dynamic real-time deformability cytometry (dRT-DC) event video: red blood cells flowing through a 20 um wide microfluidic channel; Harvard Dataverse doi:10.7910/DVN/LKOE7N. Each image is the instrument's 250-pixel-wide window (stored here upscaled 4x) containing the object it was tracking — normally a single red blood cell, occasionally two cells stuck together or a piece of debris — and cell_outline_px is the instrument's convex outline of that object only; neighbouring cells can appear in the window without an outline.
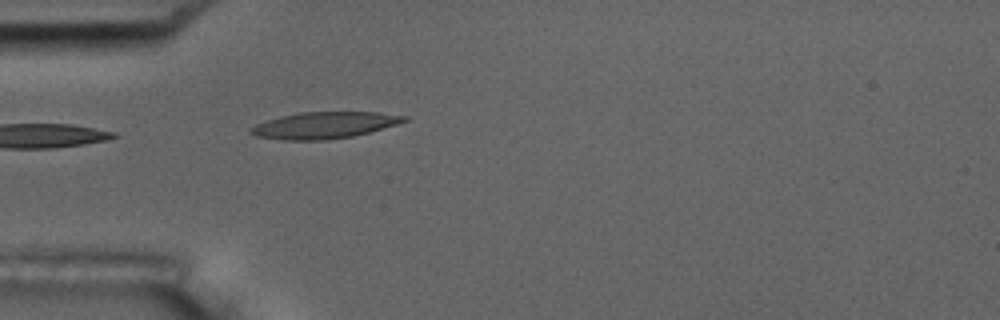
{"species": "common noctule bat (a hibernating species)", "species_latin": "Nyctalus noctula", "temperature_condition": "room temperature", "stored_images_in_passage": 2, "camera_frame_rate_fps": 3000, "um_per_image_px": 0.085, "animal": {"sex": "male", "body_mass_g": 17.5, "forearm_length_mm": 52.3}, "frame": {"image": 1, "passage_image": 2, "time_ms": 1.0, "image_size_px": [1000, 320], "cell_outline_px": [[408, 120], [396, 124], [368, 132], [352, 136], [324, 140], [284, 140], [256, 136], [248, 132], [256, 124], [280, 116], [300, 112], [376, 112], [408, 116]], "centroid_in_image_um": [27.55, 10.64], "position_along_channel_um": 57.4, "area_um2": 23.47}}